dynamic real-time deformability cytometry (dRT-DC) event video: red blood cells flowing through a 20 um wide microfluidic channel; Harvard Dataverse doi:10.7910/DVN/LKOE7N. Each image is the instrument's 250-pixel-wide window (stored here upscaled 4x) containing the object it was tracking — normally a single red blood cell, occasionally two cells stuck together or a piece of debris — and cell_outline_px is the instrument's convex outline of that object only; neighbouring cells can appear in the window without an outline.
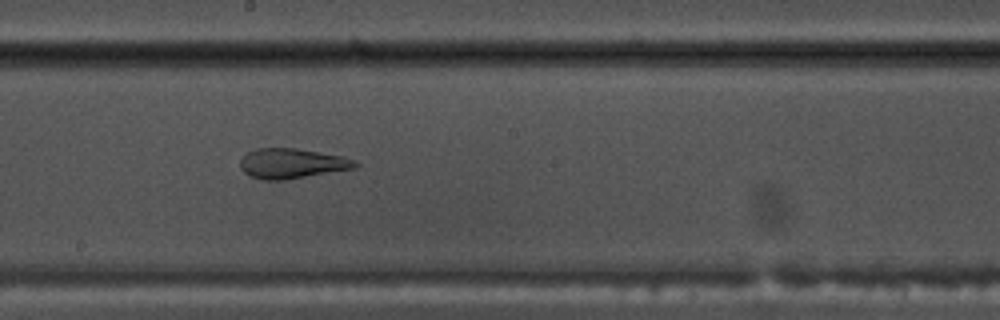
{"species": "common noctule bat (a hibernating species)", "species_latin": "Nyctalus noctula", "temperature_condition": "warm", "stored_images_in_passage": 51, "camera_frame_rate_fps": 3000, "um_per_image_px": 0.085, "animal": {"sex": "male", "body_mass_g": 17.5, "forearm_length_mm": 52.3}, "frame": {"image": 1, "passage_image": 27, "time_ms": 8.667, "image_size_px": [1000, 320], "cell_outline_px": [[360, 164], [356, 168], [284, 180], [264, 180], [252, 176], [244, 172], [240, 168], [240, 160], [248, 152], [256, 148], [296, 148], [344, 156]], "centroid_in_image_um": [24.82, 13.89], "position_along_channel_um": 223.4, "area_um2": 20.06}}
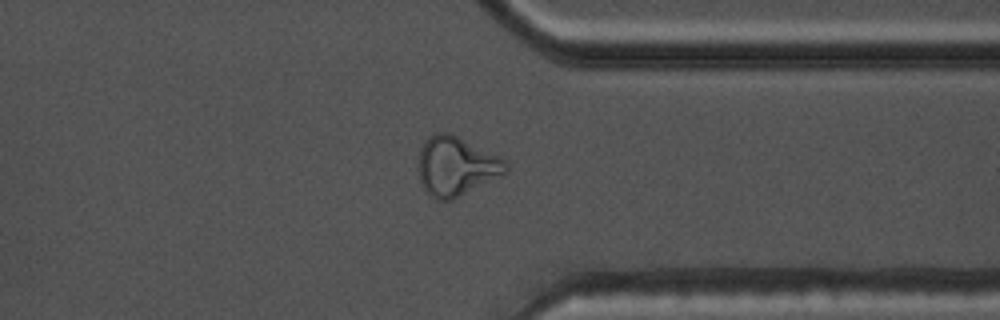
{"frame": {"image": 2, "passage_image": 39, "time_ms": 12.667, "image_size_px": [1000, 320], "cell_outline_px": [[508, 168], [504, 172], [452, 200], [436, 200], [420, 184], [420, 148], [428, 136], [436, 132], [448, 132], [508, 160]], "centroid_in_image_um": [38.75, 14.1], "position_along_channel_um": 372.6, "area_um2": 29.42}}
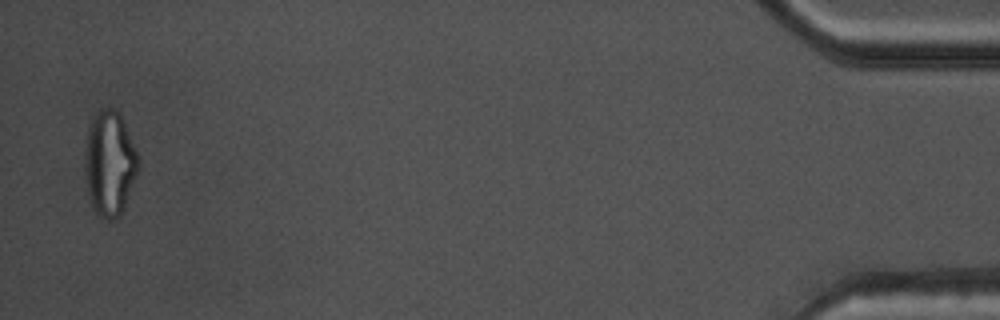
{"frame": {"image": 3, "passage_image": 50, "time_ms": 16.333, "image_size_px": [1000, 320], "cell_outline_px": [[140, 164], [124, 208], [120, 216], [116, 220], [108, 220], [100, 216], [96, 212], [92, 204], [88, 192], [84, 160], [88, 128], [92, 116], [100, 108], [116, 108], [120, 112], [136, 152]], "centroid_in_image_um": [9.31, 13.86], "position_along_channel_um": 425.9, "area_um2": 32.6}, "authors_computed_cell_mechanics": {"area_um2": 26.1834, "velocity_mm_per_s": 3.7818, "shape_relaxation_time_tau1_ms": null, "shape_relaxation_time_tau2_ms": 1.4872, "deformation_change_tau1": null, "deformation_change_tau2": 0.0993}}